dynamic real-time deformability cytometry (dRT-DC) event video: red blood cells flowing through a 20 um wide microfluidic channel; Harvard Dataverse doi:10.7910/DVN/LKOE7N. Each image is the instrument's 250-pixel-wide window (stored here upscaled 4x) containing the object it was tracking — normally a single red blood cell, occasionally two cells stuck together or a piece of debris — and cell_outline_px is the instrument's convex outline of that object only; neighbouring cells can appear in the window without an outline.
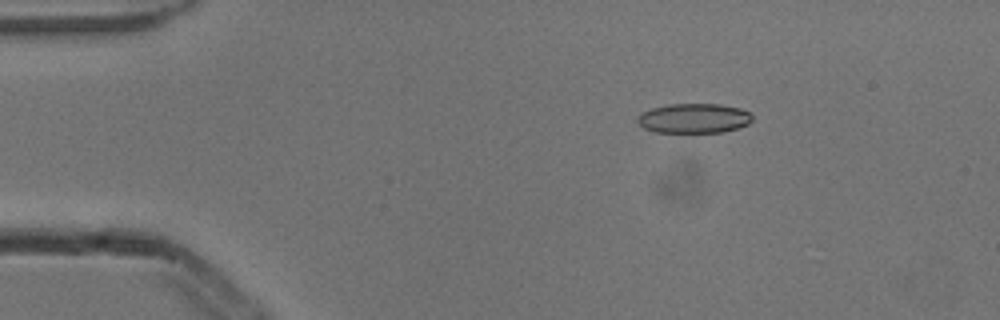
{"species": "common noctule bat (a hibernating species)", "species_latin": "Nyctalus noctula", "temperature_condition": "cold", "stored_images_in_passage": 5, "camera_frame_rate_fps": 3000, "um_per_image_px": 0.085, "animal": {"sex": "male", "body_mass_g": 13.3}, "frame": {"image": 1, "passage_image": 3, "time_ms": 0.667, "image_size_px": [1000, 320], "cell_outline_px": [[752, 120], [748, 124], [724, 132], [656, 132], [644, 128], [636, 120], [636, 116], [640, 112], [652, 108], [668, 104], [720, 104], [740, 108], [748, 112], [752, 116]], "centroid_in_image_um": [58.95, 10.05], "position_along_channel_um": 26.1, "area_um2": 19.88}}